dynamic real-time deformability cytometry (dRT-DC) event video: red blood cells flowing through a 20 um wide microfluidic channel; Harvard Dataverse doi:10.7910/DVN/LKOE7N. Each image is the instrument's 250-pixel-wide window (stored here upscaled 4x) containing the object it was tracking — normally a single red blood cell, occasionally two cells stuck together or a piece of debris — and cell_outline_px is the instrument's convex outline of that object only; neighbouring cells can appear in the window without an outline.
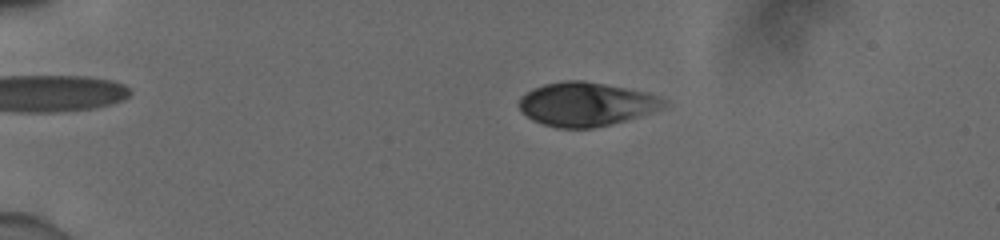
{"species": "human", "species_latin": "Homo sapiens", "temperature_condition": "cold", "stored_images_in_passage": 45, "camera_frame_rate_fps": 3000, "um_per_image_px": 0.085, "donor": {"sex": "male"}, "frame": {"image": 1, "passage_image": 3, "time_ms": 0.667, "image_size_px": [1000, 240], "cell_outline_px": [[668, 104], [664, 108], [624, 120], [592, 128], [556, 128], [532, 120], [516, 104], [520, 96], [532, 88], [544, 84], [564, 80], [584, 80], [648, 92], [660, 96], [668, 100]], "centroid_in_image_um": [49.82, 8.83], "position_along_channel_um": 35.2, "area_um2": 37.11}}
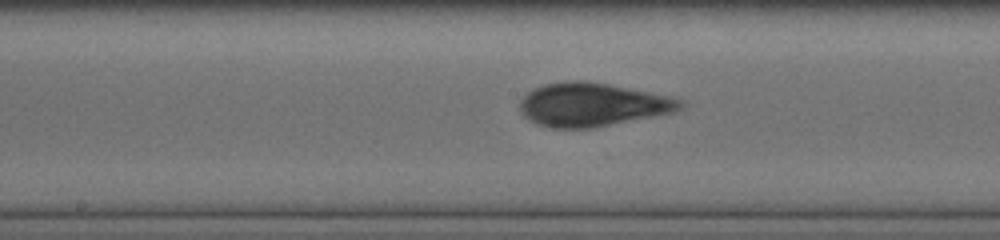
{"frame": {"image": 2, "passage_image": 21, "time_ms": 6.667, "image_size_px": [1000, 240], "cell_outline_px": [[684, 104], [680, 108], [672, 112], [592, 128], [548, 128], [536, 124], [524, 116], [520, 112], [520, 100], [532, 88], [544, 84], [568, 80], [588, 80], [672, 96], [680, 100]], "centroid_in_image_um": [50.29, 8.88], "position_along_channel_um": 197.9, "area_um2": 40.69}}
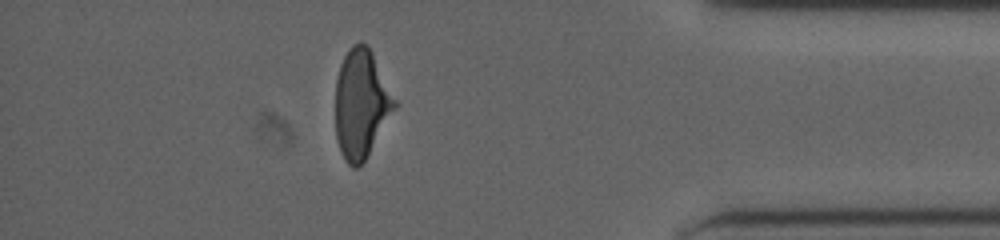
{"frame": {"image": 3, "passage_image": 39, "time_ms": 12.667, "image_size_px": [1000, 240], "cell_outline_px": [[400, 104], [364, 160], [356, 168], [352, 168], [348, 164], [340, 152], [336, 140], [336, 80], [340, 64], [348, 48], [352, 44], [360, 40], [368, 44]], "centroid_in_image_um": [30.73, 8.78], "position_along_channel_um": 404.5, "area_um2": 38.21}, "authors_computed_cell_mechanics": {"area_um2": 39.3618, "velocity_mm_per_s": 3.9182, "shape_relaxation_time_tau1_ms": 4.698, "shape_relaxation_time_tau2_ms": 1.0672, "deformation_change_tau1": 0.167, "deformation_change_tau2": 0.0539}}